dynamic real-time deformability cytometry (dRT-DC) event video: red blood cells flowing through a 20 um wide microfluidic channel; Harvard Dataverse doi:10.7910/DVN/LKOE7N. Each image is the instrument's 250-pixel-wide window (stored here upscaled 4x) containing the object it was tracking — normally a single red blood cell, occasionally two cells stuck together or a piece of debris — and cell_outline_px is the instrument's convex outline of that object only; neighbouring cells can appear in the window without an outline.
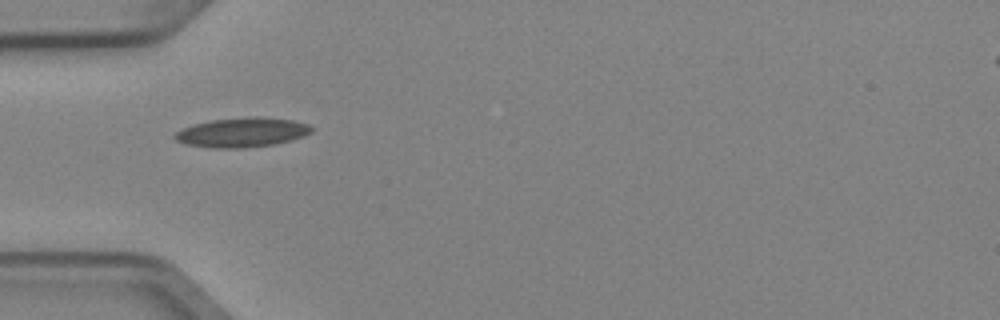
{"species": "Egyptian fruit bat (a non-hibernating species)", "species_latin": "Rousettus aegyptiacus", "temperature_condition": "cold", "stored_images_in_passage": 5, "camera_frame_rate_fps": 3000, "um_per_image_px": 0.085, "animal": {"sex": "female"}, "frame": {"image": 1, "passage_image": 4, "time_ms": 1.0, "image_size_px": [1000, 320], "cell_outline_px": [[316, 128], [312, 132], [304, 136], [272, 144], [244, 148], [212, 148], [184, 144], [176, 140], [172, 136], [176, 132], [192, 124], [212, 120], [252, 116], [256, 116], [292, 120], [308, 124]], "centroid_in_image_um": [20.57, 11.25], "position_along_channel_um": 64.4, "area_um2": 23.52}}
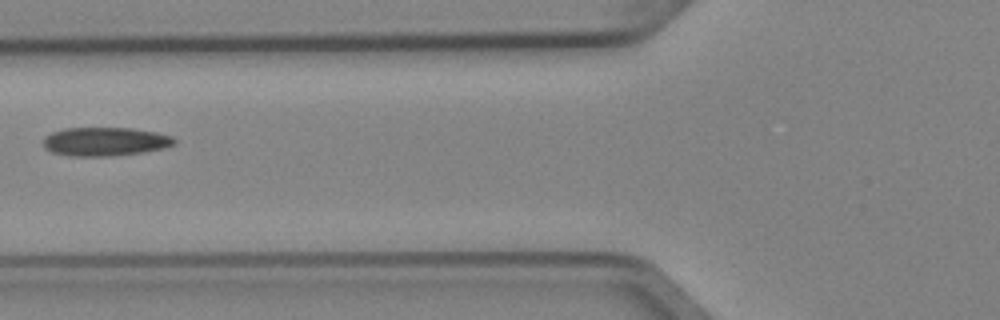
{"frame": {"image": 2, "passage_image": 5, "time_ms": 1.333, "image_size_px": [1000, 320], "cell_outline_px": [[176, 144], [164, 148], [144, 152], [112, 156], [68, 156], [52, 152], [44, 148], [44, 136], [52, 132], [64, 128], [132, 128], [156, 132], [172, 136], [176, 140]], "centroid_in_image_um": [8.94, 12.03], "position_along_channel_um": 116.9, "area_um2": 22.08}}